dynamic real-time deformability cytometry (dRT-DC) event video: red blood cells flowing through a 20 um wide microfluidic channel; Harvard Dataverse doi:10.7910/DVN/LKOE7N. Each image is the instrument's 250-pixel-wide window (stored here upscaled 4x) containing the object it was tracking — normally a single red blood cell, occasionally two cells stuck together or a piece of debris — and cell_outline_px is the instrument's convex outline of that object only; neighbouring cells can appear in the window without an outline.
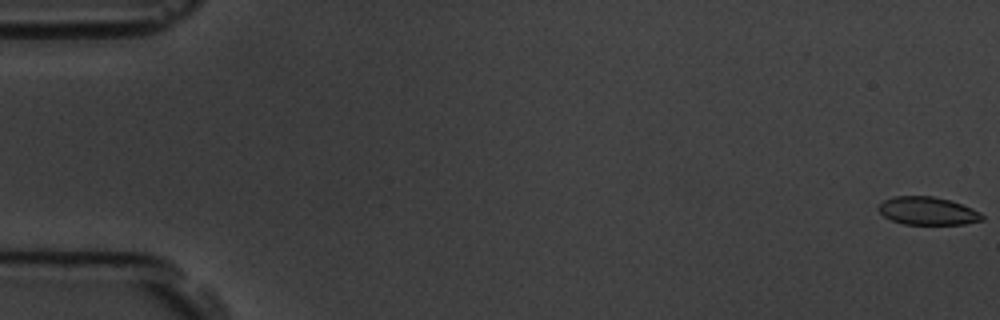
{"species": "common noctule bat (a hibernating species)", "species_latin": "Nyctalus noctula", "temperature_condition": "room temperature", "stored_images_in_passage": 5, "camera_frame_rate_fps": 3000, "um_per_image_px": 0.085, "animal": {"sex": "male", "body_mass_g": 19.5, "forearm_length_mm": 54.6}, "frame": {"image": 1, "passage_image": 1, "time_ms": 0.0, "image_size_px": [1000, 320], "cell_outline_px": [[984, 220], [964, 224], [904, 224], [892, 220], [884, 216], [876, 208], [884, 200], [892, 196], [932, 196], [948, 200], [972, 208], [980, 212], [984, 216]], "centroid_in_image_um": [78.84, 17.93], "position_along_channel_um": 6.2, "area_um2": 16.82}}
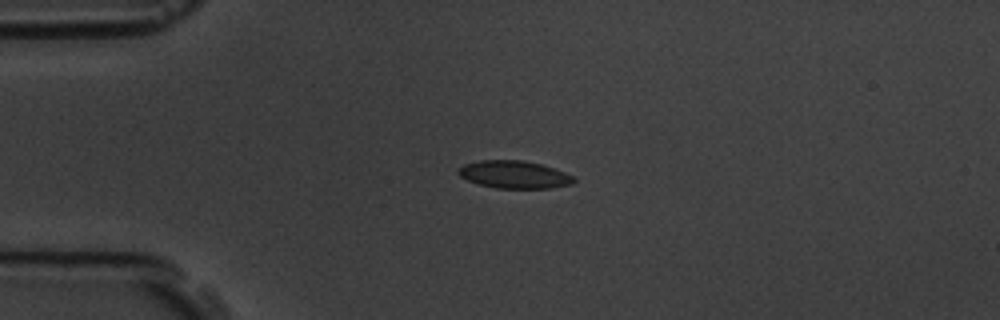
{"frame": {"image": 2, "passage_image": 5, "time_ms": 4.333, "image_size_px": [1000, 320], "cell_outline_px": [[576, 180], [572, 184], [552, 188], [496, 188], [480, 184], [468, 180], [460, 176], [456, 172], [456, 168], [464, 164], [480, 160], [520, 160], [540, 164], [576, 176]], "centroid_in_image_um": [43.7, 14.84], "position_along_channel_um": 41.3, "area_um2": 18.61}}